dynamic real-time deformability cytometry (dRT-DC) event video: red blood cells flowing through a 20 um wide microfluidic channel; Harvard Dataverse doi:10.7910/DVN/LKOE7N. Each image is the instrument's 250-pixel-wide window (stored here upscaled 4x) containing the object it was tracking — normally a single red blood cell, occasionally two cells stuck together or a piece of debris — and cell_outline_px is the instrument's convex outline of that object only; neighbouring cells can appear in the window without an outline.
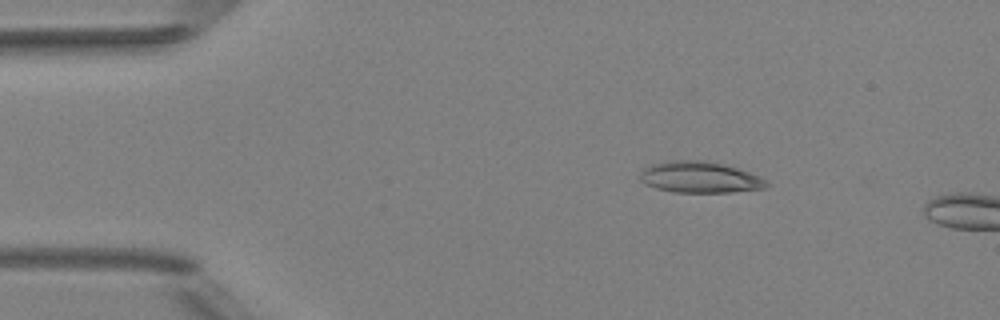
{"species": "Egyptian fruit bat (a non-hibernating species)", "species_latin": "Rousettus aegyptiacus", "temperature_condition": "room temperature", "stored_images_in_passage": 4, "camera_frame_rate_fps": 3000, "um_per_image_px": 0.085, "animal": {"sex": "female"}, "frame": {"image": 1, "passage_image": 3, "time_ms": 2.333, "image_size_px": [1000, 320], "cell_outline_px": [[768, 188], [732, 192], [672, 192], [656, 188], [644, 184], [640, 180], [640, 172], [644, 168], [652, 164], [664, 160], [704, 160], [724, 164], [748, 172], [764, 180], [768, 184]], "centroid_in_image_um": [59.42, 15.06], "position_along_channel_um": 25.6, "area_um2": 23.06}}